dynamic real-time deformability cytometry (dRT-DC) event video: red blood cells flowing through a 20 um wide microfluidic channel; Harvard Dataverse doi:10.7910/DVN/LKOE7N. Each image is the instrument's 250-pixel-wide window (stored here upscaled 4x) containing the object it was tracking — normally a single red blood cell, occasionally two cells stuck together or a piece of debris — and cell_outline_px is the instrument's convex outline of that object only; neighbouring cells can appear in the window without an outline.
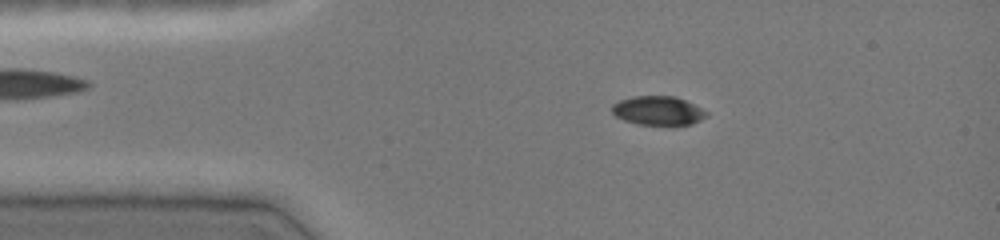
{"species": "common noctule bat (a hibernating species)", "species_latin": "Nyctalus noctula", "temperature_condition": "cold", "stored_images_in_passage": 46, "camera_frame_rate_fps": 3000, "um_per_image_px": 0.085, "animal": {"sex": "female", "body_mass_g": 19.0, "forearm_length_mm": 51.5}, "frame": {"image": 1, "passage_image": 8, "time_ms": 2.333, "image_size_px": [1000, 240], "cell_outline_px": [[708, 116], [692, 124], [676, 128], [640, 124], [624, 120], [616, 116], [612, 112], [612, 104], [620, 100], [632, 96], [676, 96], [708, 112]], "centroid_in_image_um": [55.97, 9.45], "position_along_channel_um": 29.0, "area_um2": 16.47}}
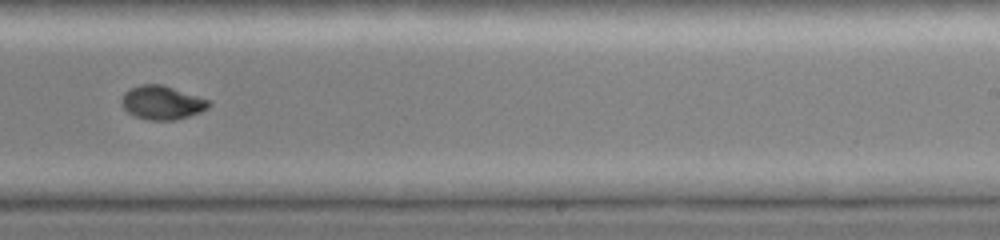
{"frame": {"image": 2, "passage_image": 29, "time_ms": 9.333, "image_size_px": [1000, 240], "cell_outline_px": [[212, 104], [208, 108], [200, 112], [176, 120], [148, 120], [136, 116], [128, 112], [120, 104], [120, 100], [124, 92], [128, 88], [140, 84], [164, 84], [212, 100]], "centroid_in_image_um": [13.79, 8.7], "position_along_channel_um": 275.2, "area_um2": 17.57}}
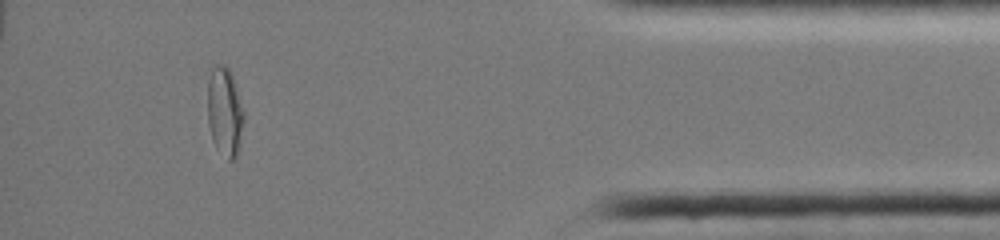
{"frame": {"image": 3, "passage_image": 42, "time_ms": 13.667, "image_size_px": [1000, 240], "cell_outline_px": [[244, 120], [240, 148], [236, 156], [232, 160], [228, 160], [216, 148], [212, 140], [208, 124], [208, 80], [212, 64], [224, 64], [232, 72], [244, 108]], "centroid_in_image_um": [19.12, 9.47], "position_along_channel_um": 416.1, "area_um2": 19.42}, "authors_computed_cell_mechanics": {"area_um2": 17.8313, "velocity_mm_per_s": 4.0667, "shape_relaxation_time_tau1_ms": 5.3337, "shape_relaxation_time_tau2_ms": 2.8162, "deformation_change_tau1": 0.2005, "deformation_change_tau2": 0.0433}}